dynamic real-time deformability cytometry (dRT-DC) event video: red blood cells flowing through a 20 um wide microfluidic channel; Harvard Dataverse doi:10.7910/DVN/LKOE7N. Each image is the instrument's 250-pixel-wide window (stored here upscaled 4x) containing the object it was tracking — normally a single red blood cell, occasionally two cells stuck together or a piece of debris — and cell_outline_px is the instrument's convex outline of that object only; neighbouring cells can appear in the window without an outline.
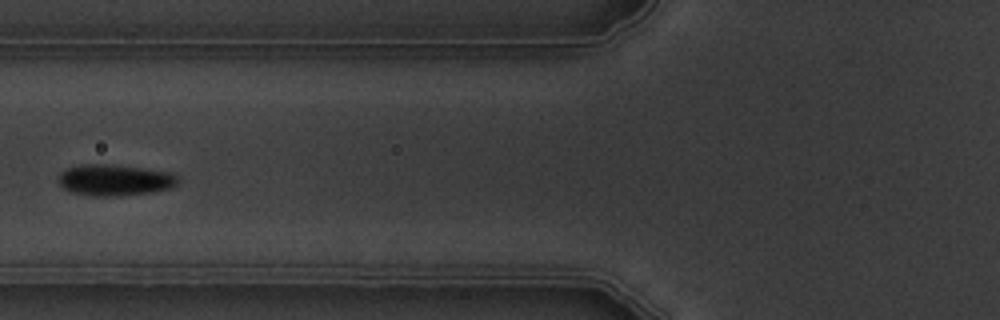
{"species": "common noctule bat (a hibernating species)", "species_latin": "Nyctalus noctula", "temperature_condition": "warm", "stored_images_in_passage": 6, "camera_frame_rate_fps": 3000, "um_per_image_px": 0.085, "animal": {"sex": "male", "body_mass_g": 19.5, "forearm_length_mm": 54.6}, "frame": {"image": 1, "passage_image": 5, "time_ms": 4.667, "image_size_px": [1000, 320], "cell_outline_px": [[180, 180], [172, 188], [152, 192], [116, 196], [92, 196], [72, 192], [64, 188], [56, 180], [60, 172], [64, 168], [80, 164], [112, 164], [172, 172]], "centroid_in_image_um": [9.72, 15.29], "position_along_channel_um": 116.1, "area_um2": 22.08}}
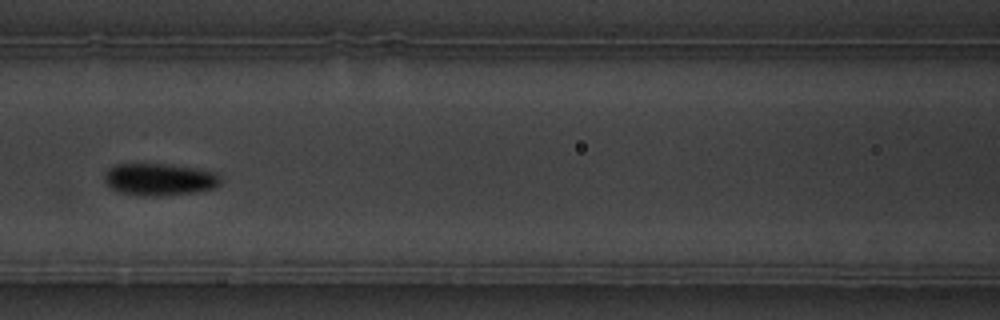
{"frame": {"image": 2, "passage_image": 6, "time_ms": 5.667, "image_size_px": [1000, 320], "cell_outline_px": [[224, 180], [216, 188], [196, 192], [156, 196], [136, 196], [116, 192], [104, 180], [104, 172], [108, 168], [116, 164], [160, 164], [196, 168], [216, 172]], "centroid_in_image_um": [13.56, 15.26], "position_along_channel_um": 153.0, "area_um2": 22.08}}